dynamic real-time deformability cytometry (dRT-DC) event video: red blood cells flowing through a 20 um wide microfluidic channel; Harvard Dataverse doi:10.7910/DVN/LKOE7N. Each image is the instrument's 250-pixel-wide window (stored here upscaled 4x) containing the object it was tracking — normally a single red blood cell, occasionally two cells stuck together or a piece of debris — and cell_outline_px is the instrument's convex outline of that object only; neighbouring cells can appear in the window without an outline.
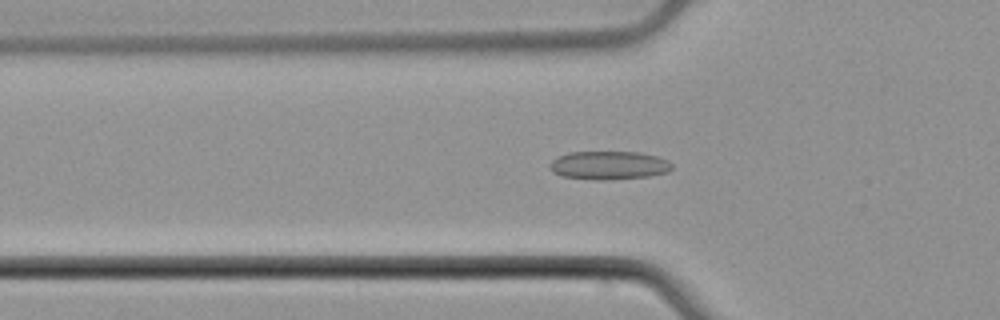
{"species": "common noctule bat (a hibernating species)", "species_latin": "Nyctalus noctula", "temperature_condition": "cold", "stored_images_in_passage": 46, "camera_frame_rate_fps": 3000, "um_per_image_px": 0.085, "animal": {"sex": "male", "body_mass_g": 21.5, "forearm_length_mm": 52.0}, "frame": {"image": 1, "passage_image": 18, "time_ms": 5.667, "image_size_px": [1000, 320], "cell_outline_px": [[672, 168], [668, 172], [648, 176], [604, 180], [592, 180], [560, 176], [552, 172], [552, 160], [568, 152], [636, 152], [656, 156], [668, 160], [672, 164]], "centroid_in_image_um": [51.76, 14.06], "position_along_channel_um": 74.0, "area_um2": 20.11}}
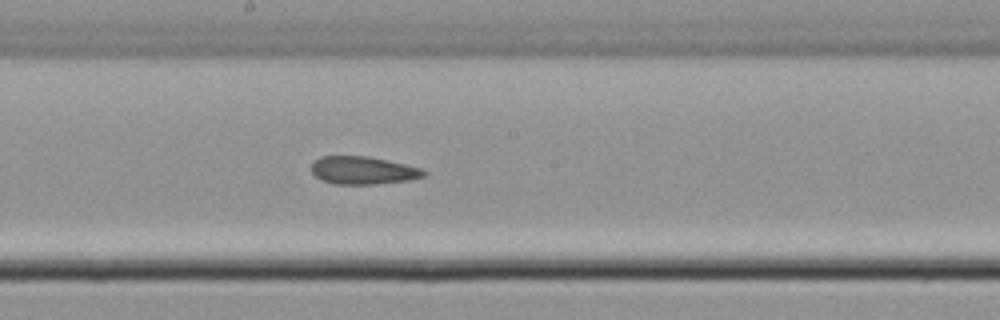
{"frame": {"image": 2, "passage_image": 29, "time_ms": 9.333, "image_size_px": [1000, 320], "cell_outline_px": [[428, 172], [424, 176], [408, 180], [372, 184], [336, 184], [320, 180], [312, 172], [312, 164], [320, 156], [368, 156], [404, 164], [420, 168]], "centroid_in_image_um": [30.84, 14.48], "position_along_channel_um": 217.4, "area_um2": 18.03}}
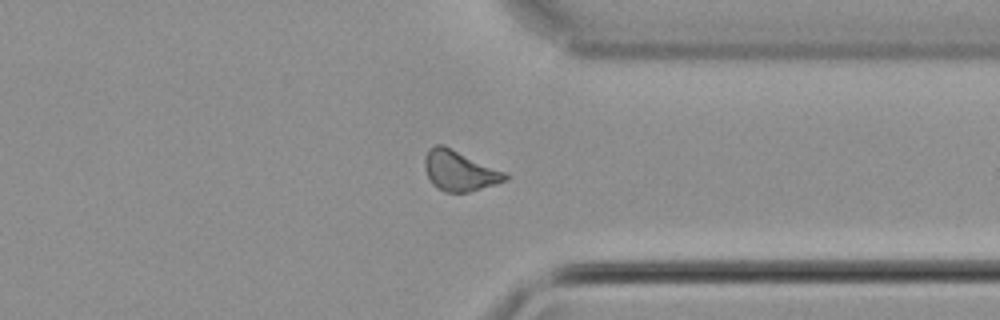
{"frame": {"image": 3, "passage_image": 41, "time_ms": 13.333, "image_size_px": [1000, 320], "cell_outline_px": [[508, 180], [496, 184], [468, 192], [444, 192], [436, 188], [432, 184], [424, 168], [424, 156], [428, 148], [436, 144], [444, 144], [504, 172], [508, 176]], "centroid_in_image_um": [39.01, 14.5], "position_along_channel_um": 372.4, "area_um2": 18.96}}